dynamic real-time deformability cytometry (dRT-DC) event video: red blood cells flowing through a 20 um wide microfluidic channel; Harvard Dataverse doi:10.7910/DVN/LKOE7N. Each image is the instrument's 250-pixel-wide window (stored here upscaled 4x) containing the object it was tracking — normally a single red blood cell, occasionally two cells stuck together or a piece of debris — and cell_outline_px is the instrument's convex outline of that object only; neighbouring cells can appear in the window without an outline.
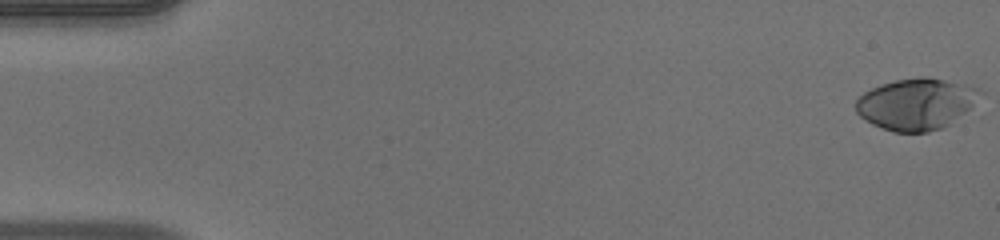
{"species": "human", "species_latin": "Homo sapiens", "temperature_condition": "warm", "stored_images_in_passage": 53, "camera_frame_rate_fps": 3000, "um_per_image_px": 0.085, "donor": {"sex": "male"}, "frame": {"image": 1, "passage_image": 1, "time_ms": 0.0, "image_size_px": [1000, 240], "cell_outline_px": [[984, 92], [964, 112], [944, 128], [928, 132], [892, 132], [872, 124], [864, 120], [856, 112], [856, 100], [864, 92], [880, 84], [896, 80], [920, 76], [928, 76], [976, 88]], "centroid_in_image_um": [77.83, 8.84], "position_along_channel_um": 7.2, "area_um2": 36.93}}
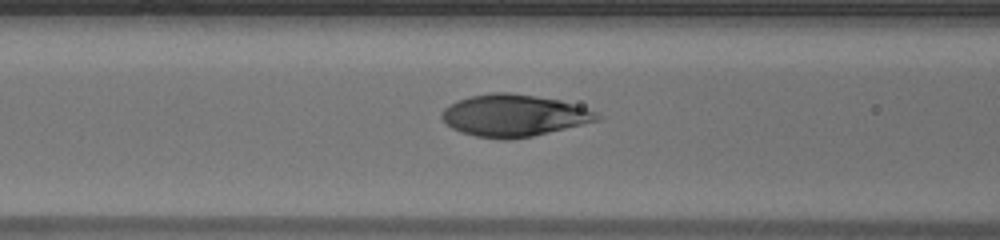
{"frame": {"image": 2, "passage_image": 22, "time_ms": 7.0, "image_size_px": [1000, 240], "cell_outline_px": [[604, 116], [600, 120], [532, 136], [508, 140], [504, 140], [476, 136], [460, 132], [452, 128], [440, 116], [440, 112], [448, 104], [456, 100], [468, 96], [492, 92], [512, 92], [560, 100], [596, 112]], "centroid_in_image_um": [43.64, 9.81], "position_along_channel_um": 123.0, "area_um2": 38.09}}
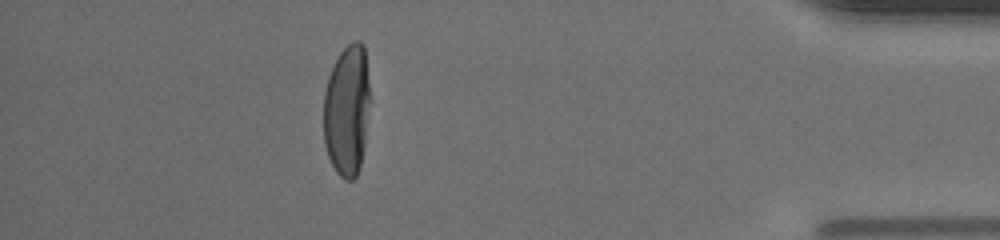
{"frame": {"image": 3, "passage_image": 47, "time_ms": 15.333, "image_size_px": [1000, 240], "cell_outline_px": [[372, 100], [360, 168], [356, 176], [352, 180], [344, 180], [336, 172], [328, 156], [324, 144], [324, 92], [328, 76], [340, 52], [352, 40], [360, 40], [364, 44]], "centroid_in_image_um": [29.53, 9.35], "position_along_channel_um": 405.7, "area_um2": 36.47}, "authors_computed_cell_mechanics": {"area_um2": 37.0498, "velocity_mm_per_s": 3.9554, "shape_relaxation_time_tau1_ms": 4.0813, "shape_relaxation_time_tau2_ms": null, "deformation_change_tau1": 0.2469, "deformation_change_tau2": null}}